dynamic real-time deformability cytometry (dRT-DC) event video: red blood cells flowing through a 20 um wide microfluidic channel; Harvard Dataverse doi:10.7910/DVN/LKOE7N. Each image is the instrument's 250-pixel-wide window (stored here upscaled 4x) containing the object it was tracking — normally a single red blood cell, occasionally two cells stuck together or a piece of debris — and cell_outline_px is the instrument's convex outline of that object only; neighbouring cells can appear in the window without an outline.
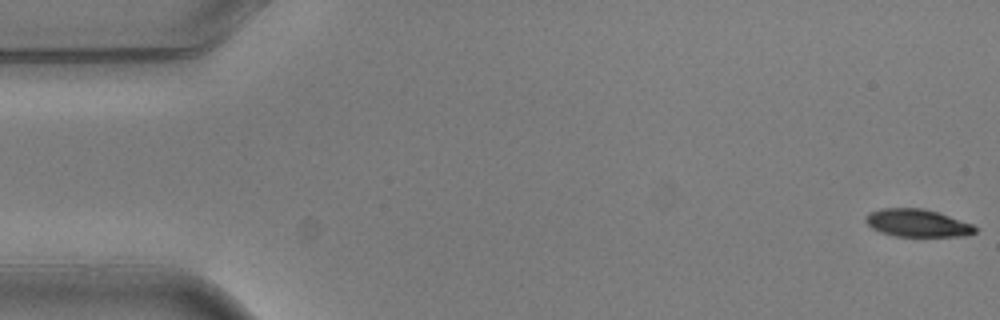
{"species": "common noctule bat (a hibernating species)", "species_latin": "Nyctalus noctula", "temperature_condition": "warm", "stored_images_in_passage": 6, "camera_frame_rate_fps": 3000, "um_per_image_px": 0.085, "animal": {"sex": "male", "body_mass_g": 20.5, "forearm_length_mm": 52.5}, "frame": {"image": 1, "passage_image": 1, "time_ms": 0.0, "image_size_px": [1000, 320], "cell_outline_px": [[976, 232], [968, 236], [896, 236], [880, 232], [872, 228], [864, 220], [864, 216], [868, 212], [880, 208], [924, 208], [972, 224], [976, 228]], "centroid_in_image_um": [77.93, 18.95], "position_along_channel_um": 7.1, "area_um2": 17.63}}
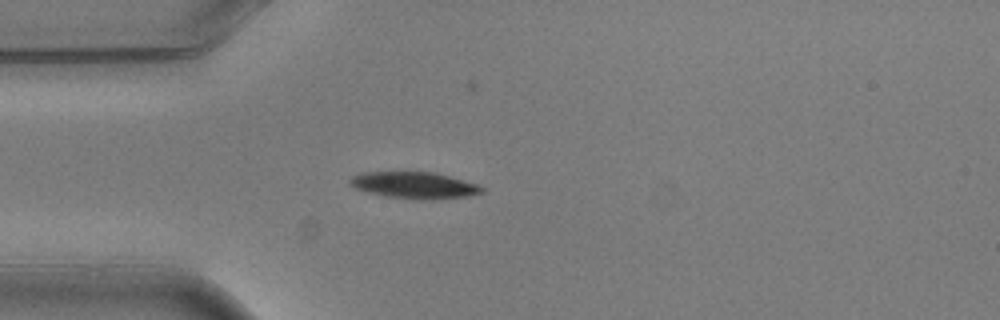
{"frame": {"image": 2, "passage_image": 5, "time_ms": 1.333, "image_size_px": [1000, 320], "cell_outline_px": [[484, 192], [468, 196], [432, 200], [420, 200], [384, 196], [368, 192], [356, 188], [348, 184], [348, 180], [352, 176], [360, 172], [436, 172], [480, 184], [484, 188]], "centroid_in_image_um": [35.25, 15.74], "position_along_channel_um": 49.8, "area_um2": 20.81}}